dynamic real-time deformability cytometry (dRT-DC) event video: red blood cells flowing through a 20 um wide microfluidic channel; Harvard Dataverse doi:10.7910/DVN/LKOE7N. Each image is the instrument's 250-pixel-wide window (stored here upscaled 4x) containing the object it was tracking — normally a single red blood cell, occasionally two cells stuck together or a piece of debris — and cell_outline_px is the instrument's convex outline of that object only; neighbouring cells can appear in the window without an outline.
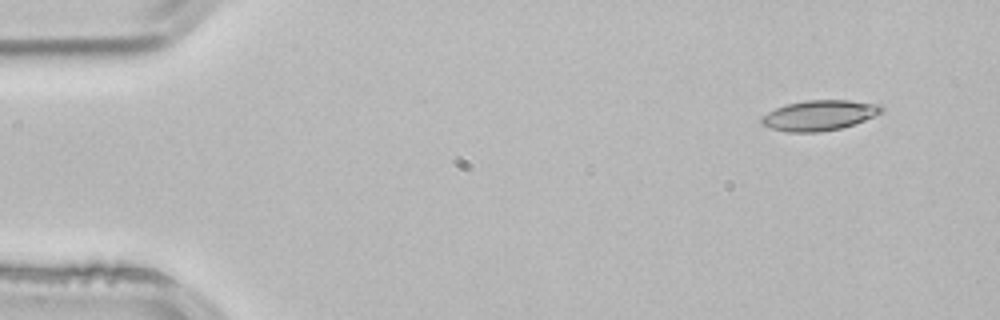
{"species": "common noctule bat (a hibernating species)", "species_latin": "Nyctalus noctula", "temperature_condition": "room temperature", "stored_images_in_passage": 2, "camera_frame_rate_fps": 3000, "um_per_image_px": 0.085, "animal": {"sex": "male", "body_mass_g": 21.5, "forearm_length_mm": 52.0}, "frame": {"image": 1, "passage_image": 1, "time_ms": 0.0, "image_size_px": [1000, 320], "cell_outline_px": [[884, 112], [864, 120], [840, 128], [820, 132], [788, 132], [772, 128], [764, 124], [760, 120], [768, 112], [776, 108], [788, 104], [804, 100], [848, 100], [880, 104], [884, 108]], "centroid_in_image_um": [69.69, 9.79], "position_along_channel_um": 15.3, "area_um2": 20.92}}